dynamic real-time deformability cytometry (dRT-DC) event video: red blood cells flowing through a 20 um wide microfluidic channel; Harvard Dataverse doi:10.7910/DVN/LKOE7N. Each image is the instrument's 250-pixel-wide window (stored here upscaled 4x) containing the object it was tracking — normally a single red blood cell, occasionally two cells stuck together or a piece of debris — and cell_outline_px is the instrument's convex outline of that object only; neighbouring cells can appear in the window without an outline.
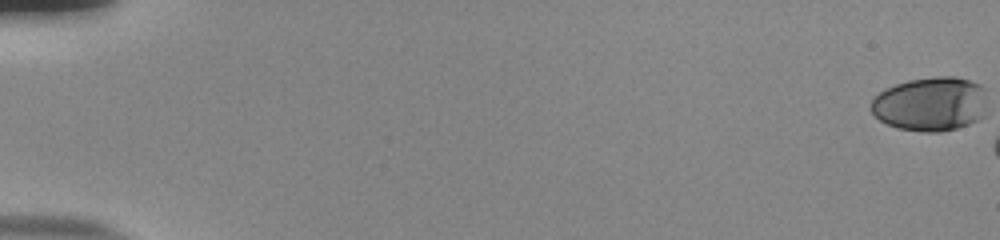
{"species": "human", "species_latin": "Homo sapiens", "temperature_condition": "room temperature", "stored_images_in_passage": 14, "camera_frame_rate_fps": 3000, "um_per_image_px": 0.085, "donor": {"sex": "male"}, "frame": {"image": 1, "passage_image": 1, "time_ms": 0.0, "image_size_px": [1000, 240], "cell_outline_px": [[980, 88], [976, 120], [968, 124], [956, 128], [936, 132], [924, 132], [900, 128], [888, 124], [880, 120], [872, 112], [872, 100], [880, 92], [896, 84], [908, 80], [936, 76], [956, 76], [980, 84]], "centroid_in_image_um": [78.94, 8.83], "position_along_channel_um": 6.1, "area_um2": 34.97}}